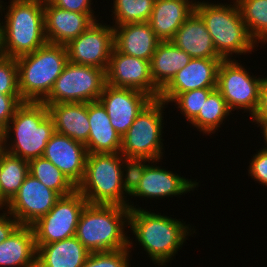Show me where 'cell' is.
<instances>
[{"instance_id": "obj_8", "label": "cell", "mask_w": 267, "mask_h": 267, "mask_svg": "<svg viewBox=\"0 0 267 267\" xmlns=\"http://www.w3.org/2000/svg\"><path fill=\"white\" fill-rule=\"evenodd\" d=\"M167 103L153 99L122 136L120 153L127 158L162 159L163 111ZM164 108V109H163Z\"/></svg>"}, {"instance_id": "obj_41", "label": "cell", "mask_w": 267, "mask_h": 267, "mask_svg": "<svg viewBox=\"0 0 267 267\" xmlns=\"http://www.w3.org/2000/svg\"><path fill=\"white\" fill-rule=\"evenodd\" d=\"M19 225L10 213L3 210L0 214V243L6 240Z\"/></svg>"}, {"instance_id": "obj_19", "label": "cell", "mask_w": 267, "mask_h": 267, "mask_svg": "<svg viewBox=\"0 0 267 267\" xmlns=\"http://www.w3.org/2000/svg\"><path fill=\"white\" fill-rule=\"evenodd\" d=\"M155 163L153 166L152 164ZM159 160L148 162L137 189L130 195L131 198H167L187 194L198 186V182L174 174L170 170L156 166ZM156 166V167H155ZM147 197V198H146Z\"/></svg>"}, {"instance_id": "obj_7", "label": "cell", "mask_w": 267, "mask_h": 267, "mask_svg": "<svg viewBox=\"0 0 267 267\" xmlns=\"http://www.w3.org/2000/svg\"><path fill=\"white\" fill-rule=\"evenodd\" d=\"M124 156L118 153H88L85 175L77 190L88 204L118 205L129 208L126 199L122 164Z\"/></svg>"}, {"instance_id": "obj_15", "label": "cell", "mask_w": 267, "mask_h": 267, "mask_svg": "<svg viewBox=\"0 0 267 267\" xmlns=\"http://www.w3.org/2000/svg\"><path fill=\"white\" fill-rule=\"evenodd\" d=\"M153 100L146 93L105 85L98 101L105 108L111 125L122 137L141 111Z\"/></svg>"}, {"instance_id": "obj_28", "label": "cell", "mask_w": 267, "mask_h": 267, "mask_svg": "<svg viewBox=\"0 0 267 267\" xmlns=\"http://www.w3.org/2000/svg\"><path fill=\"white\" fill-rule=\"evenodd\" d=\"M29 174V161L5 150L0 153V195L8 203Z\"/></svg>"}, {"instance_id": "obj_35", "label": "cell", "mask_w": 267, "mask_h": 267, "mask_svg": "<svg viewBox=\"0 0 267 267\" xmlns=\"http://www.w3.org/2000/svg\"><path fill=\"white\" fill-rule=\"evenodd\" d=\"M147 162H151V160L146 158H123L122 180L124 192L127 196H130L139 186Z\"/></svg>"}, {"instance_id": "obj_27", "label": "cell", "mask_w": 267, "mask_h": 267, "mask_svg": "<svg viewBox=\"0 0 267 267\" xmlns=\"http://www.w3.org/2000/svg\"><path fill=\"white\" fill-rule=\"evenodd\" d=\"M191 59L189 54L171 41L160 42L150 61L154 85L161 91Z\"/></svg>"}, {"instance_id": "obj_17", "label": "cell", "mask_w": 267, "mask_h": 267, "mask_svg": "<svg viewBox=\"0 0 267 267\" xmlns=\"http://www.w3.org/2000/svg\"><path fill=\"white\" fill-rule=\"evenodd\" d=\"M87 154L83 143L55 131L46 145L43 157L52 162L77 188L85 175Z\"/></svg>"}, {"instance_id": "obj_11", "label": "cell", "mask_w": 267, "mask_h": 267, "mask_svg": "<svg viewBox=\"0 0 267 267\" xmlns=\"http://www.w3.org/2000/svg\"><path fill=\"white\" fill-rule=\"evenodd\" d=\"M87 201L75 190L61 197L54 207L31 225L36 245H46L76 235L80 214Z\"/></svg>"}, {"instance_id": "obj_32", "label": "cell", "mask_w": 267, "mask_h": 267, "mask_svg": "<svg viewBox=\"0 0 267 267\" xmlns=\"http://www.w3.org/2000/svg\"><path fill=\"white\" fill-rule=\"evenodd\" d=\"M154 4L155 0H113V11H111L115 20L113 26L148 22Z\"/></svg>"}, {"instance_id": "obj_10", "label": "cell", "mask_w": 267, "mask_h": 267, "mask_svg": "<svg viewBox=\"0 0 267 267\" xmlns=\"http://www.w3.org/2000/svg\"><path fill=\"white\" fill-rule=\"evenodd\" d=\"M235 59L222 60L217 72L216 89L222 94L231 111L243 109L250 117L259 104L263 77L253 76Z\"/></svg>"}, {"instance_id": "obj_39", "label": "cell", "mask_w": 267, "mask_h": 267, "mask_svg": "<svg viewBox=\"0 0 267 267\" xmlns=\"http://www.w3.org/2000/svg\"><path fill=\"white\" fill-rule=\"evenodd\" d=\"M54 6L58 8L68 10L71 12L94 14L91 4L92 0H48Z\"/></svg>"}, {"instance_id": "obj_34", "label": "cell", "mask_w": 267, "mask_h": 267, "mask_svg": "<svg viewBox=\"0 0 267 267\" xmlns=\"http://www.w3.org/2000/svg\"><path fill=\"white\" fill-rule=\"evenodd\" d=\"M129 237V247L115 251L90 253L82 267H131L129 256L132 248V240Z\"/></svg>"}, {"instance_id": "obj_38", "label": "cell", "mask_w": 267, "mask_h": 267, "mask_svg": "<svg viewBox=\"0 0 267 267\" xmlns=\"http://www.w3.org/2000/svg\"><path fill=\"white\" fill-rule=\"evenodd\" d=\"M248 173L255 181L267 187V150L259 149L250 160Z\"/></svg>"}, {"instance_id": "obj_4", "label": "cell", "mask_w": 267, "mask_h": 267, "mask_svg": "<svg viewBox=\"0 0 267 267\" xmlns=\"http://www.w3.org/2000/svg\"><path fill=\"white\" fill-rule=\"evenodd\" d=\"M129 212L125 206L87 203L75 236L90 253L130 248L124 231L129 224Z\"/></svg>"}, {"instance_id": "obj_12", "label": "cell", "mask_w": 267, "mask_h": 267, "mask_svg": "<svg viewBox=\"0 0 267 267\" xmlns=\"http://www.w3.org/2000/svg\"><path fill=\"white\" fill-rule=\"evenodd\" d=\"M102 24L96 20L65 45L69 62L106 71L114 48V29L111 25Z\"/></svg>"}, {"instance_id": "obj_23", "label": "cell", "mask_w": 267, "mask_h": 267, "mask_svg": "<svg viewBox=\"0 0 267 267\" xmlns=\"http://www.w3.org/2000/svg\"><path fill=\"white\" fill-rule=\"evenodd\" d=\"M46 106L57 133L66 135L84 145L87 144L90 132L88 103L70 102Z\"/></svg>"}, {"instance_id": "obj_2", "label": "cell", "mask_w": 267, "mask_h": 267, "mask_svg": "<svg viewBox=\"0 0 267 267\" xmlns=\"http://www.w3.org/2000/svg\"><path fill=\"white\" fill-rule=\"evenodd\" d=\"M2 131L3 150L30 161L43 156L55 129L45 103L23 102Z\"/></svg>"}, {"instance_id": "obj_14", "label": "cell", "mask_w": 267, "mask_h": 267, "mask_svg": "<svg viewBox=\"0 0 267 267\" xmlns=\"http://www.w3.org/2000/svg\"><path fill=\"white\" fill-rule=\"evenodd\" d=\"M106 84L117 88H131L158 99L160 90L151 77L150 61L129 56L113 48L105 71Z\"/></svg>"}, {"instance_id": "obj_25", "label": "cell", "mask_w": 267, "mask_h": 267, "mask_svg": "<svg viewBox=\"0 0 267 267\" xmlns=\"http://www.w3.org/2000/svg\"><path fill=\"white\" fill-rule=\"evenodd\" d=\"M37 247L31 226L19 225L0 243V267H36Z\"/></svg>"}, {"instance_id": "obj_20", "label": "cell", "mask_w": 267, "mask_h": 267, "mask_svg": "<svg viewBox=\"0 0 267 267\" xmlns=\"http://www.w3.org/2000/svg\"><path fill=\"white\" fill-rule=\"evenodd\" d=\"M114 48L129 56L151 61L161 42L148 22L127 23L113 26Z\"/></svg>"}, {"instance_id": "obj_13", "label": "cell", "mask_w": 267, "mask_h": 267, "mask_svg": "<svg viewBox=\"0 0 267 267\" xmlns=\"http://www.w3.org/2000/svg\"><path fill=\"white\" fill-rule=\"evenodd\" d=\"M61 196L28 174L14 197L7 203L6 211L20 225L31 226L46 215Z\"/></svg>"}, {"instance_id": "obj_3", "label": "cell", "mask_w": 267, "mask_h": 267, "mask_svg": "<svg viewBox=\"0 0 267 267\" xmlns=\"http://www.w3.org/2000/svg\"><path fill=\"white\" fill-rule=\"evenodd\" d=\"M1 25L2 55L12 58L33 53L47 41L44 33V0H10ZM3 7V8H2ZM4 24V25H3Z\"/></svg>"}, {"instance_id": "obj_16", "label": "cell", "mask_w": 267, "mask_h": 267, "mask_svg": "<svg viewBox=\"0 0 267 267\" xmlns=\"http://www.w3.org/2000/svg\"><path fill=\"white\" fill-rule=\"evenodd\" d=\"M222 58H192L160 91V100L167 103L190 90L217 87V72Z\"/></svg>"}, {"instance_id": "obj_30", "label": "cell", "mask_w": 267, "mask_h": 267, "mask_svg": "<svg viewBox=\"0 0 267 267\" xmlns=\"http://www.w3.org/2000/svg\"><path fill=\"white\" fill-rule=\"evenodd\" d=\"M29 174L61 197L70 195L77 190L64 174L43 156L29 161Z\"/></svg>"}, {"instance_id": "obj_21", "label": "cell", "mask_w": 267, "mask_h": 267, "mask_svg": "<svg viewBox=\"0 0 267 267\" xmlns=\"http://www.w3.org/2000/svg\"><path fill=\"white\" fill-rule=\"evenodd\" d=\"M195 3L196 0H155L148 23L161 42L173 39L177 30L195 11Z\"/></svg>"}, {"instance_id": "obj_33", "label": "cell", "mask_w": 267, "mask_h": 267, "mask_svg": "<svg viewBox=\"0 0 267 267\" xmlns=\"http://www.w3.org/2000/svg\"><path fill=\"white\" fill-rule=\"evenodd\" d=\"M216 88H202L179 93L172 101L190 123L200 112L208 95Z\"/></svg>"}, {"instance_id": "obj_36", "label": "cell", "mask_w": 267, "mask_h": 267, "mask_svg": "<svg viewBox=\"0 0 267 267\" xmlns=\"http://www.w3.org/2000/svg\"><path fill=\"white\" fill-rule=\"evenodd\" d=\"M0 94L20 95L16 58L0 55Z\"/></svg>"}, {"instance_id": "obj_45", "label": "cell", "mask_w": 267, "mask_h": 267, "mask_svg": "<svg viewBox=\"0 0 267 267\" xmlns=\"http://www.w3.org/2000/svg\"><path fill=\"white\" fill-rule=\"evenodd\" d=\"M1 21V20H0ZM2 22H0V55H2V37H1V24Z\"/></svg>"}, {"instance_id": "obj_18", "label": "cell", "mask_w": 267, "mask_h": 267, "mask_svg": "<svg viewBox=\"0 0 267 267\" xmlns=\"http://www.w3.org/2000/svg\"><path fill=\"white\" fill-rule=\"evenodd\" d=\"M96 20L94 14L71 12L44 0V33L47 43L66 45Z\"/></svg>"}, {"instance_id": "obj_37", "label": "cell", "mask_w": 267, "mask_h": 267, "mask_svg": "<svg viewBox=\"0 0 267 267\" xmlns=\"http://www.w3.org/2000/svg\"><path fill=\"white\" fill-rule=\"evenodd\" d=\"M23 103L21 95L0 94V130H3Z\"/></svg>"}, {"instance_id": "obj_1", "label": "cell", "mask_w": 267, "mask_h": 267, "mask_svg": "<svg viewBox=\"0 0 267 267\" xmlns=\"http://www.w3.org/2000/svg\"><path fill=\"white\" fill-rule=\"evenodd\" d=\"M129 204V228L154 264L164 266L191 235V228L176 218ZM190 233V234H189ZM179 249V250H178ZM172 258V259H171Z\"/></svg>"}, {"instance_id": "obj_6", "label": "cell", "mask_w": 267, "mask_h": 267, "mask_svg": "<svg viewBox=\"0 0 267 267\" xmlns=\"http://www.w3.org/2000/svg\"><path fill=\"white\" fill-rule=\"evenodd\" d=\"M67 62L65 45L51 43L16 58L18 89L23 102H43Z\"/></svg>"}, {"instance_id": "obj_44", "label": "cell", "mask_w": 267, "mask_h": 267, "mask_svg": "<svg viewBox=\"0 0 267 267\" xmlns=\"http://www.w3.org/2000/svg\"><path fill=\"white\" fill-rule=\"evenodd\" d=\"M3 151V131L0 130V153Z\"/></svg>"}, {"instance_id": "obj_26", "label": "cell", "mask_w": 267, "mask_h": 267, "mask_svg": "<svg viewBox=\"0 0 267 267\" xmlns=\"http://www.w3.org/2000/svg\"><path fill=\"white\" fill-rule=\"evenodd\" d=\"M36 247V267H82L90 255L76 236Z\"/></svg>"}, {"instance_id": "obj_9", "label": "cell", "mask_w": 267, "mask_h": 267, "mask_svg": "<svg viewBox=\"0 0 267 267\" xmlns=\"http://www.w3.org/2000/svg\"><path fill=\"white\" fill-rule=\"evenodd\" d=\"M105 85V70L68 61L43 103L98 101Z\"/></svg>"}, {"instance_id": "obj_42", "label": "cell", "mask_w": 267, "mask_h": 267, "mask_svg": "<svg viewBox=\"0 0 267 267\" xmlns=\"http://www.w3.org/2000/svg\"><path fill=\"white\" fill-rule=\"evenodd\" d=\"M253 122H255L258 125L257 127L261 126V129H262L261 133L264 136V140H265L264 142L266 146V147L263 146L264 148L262 149L267 150V121H253Z\"/></svg>"}, {"instance_id": "obj_40", "label": "cell", "mask_w": 267, "mask_h": 267, "mask_svg": "<svg viewBox=\"0 0 267 267\" xmlns=\"http://www.w3.org/2000/svg\"><path fill=\"white\" fill-rule=\"evenodd\" d=\"M252 121H267V77L260 86L259 104L256 112L250 117Z\"/></svg>"}, {"instance_id": "obj_29", "label": "cell", "mask_w": 267, "mask_h": 267, "mask_svg": "<svg viewBox=\"0 0 267 267\" xmlns=\"http://www.w3.org/2000/svg\"><path fill=\"white\" fill-rule=\"evenodd\" d=\"M232 114L222 94L214 89L207 97L199 114L190 122L198 131L215 133L218 127Z\"/></svg>"}, {"instance_id": "obj_31", "label": "cell", "mask_w": 267, "mask_h": 267, "mask_svg": "<svg viewBox=\"0 0 267 267\" xmlns=\"http://www.w3.org/2000/svg\"><path fill=\"white\" fill-rule=\"evenodd\" d=\"M251 37L267 42V0H235ZM259 42H258V41Z\"/></svg>"}, {"instance_id": "obj_43", "label": "cell", "mask_w": 267, "mask_h": 267, "mask_svg": "<svg viewBox=\"0 0 267 267\" xmlns=\"http://www.w3.org/2000/svg\"><path fill=\"white\" fill-rule=\"evenodd\" d=\"M6 206H7V202L0 195V210L2 211L3 208L6 209Z\"/></svg>"}, {"instance_id": "obj_22", "label": "cell", "mask_w": 267, "mask_h": 267, "mask_svg": "<svg viewBox=\"0 0 267 267\" xmlns=\"http://www.w3.org/2000/svg\"><path fill=\"white\" fill-rule=\"evenodd\" d=\"M171 42L192 58H221L204 20L196 11L181 25Z\"/></svg>"}, {"instance_id": "obj_24", "label": "cell", "mask_w": 267, "mask_h": 267, "mask_svg": "<svg viewBox=\"0 0 267 267\" xmlns=\"http://www.w3.org/2000/svg\"><path fill=\"white\" fill-rule=\"evenodd\" d=\"M90 132L85 145L87 153H118L122 137L111 125L110 118L99 101L88 103Z\"/></svg>"}, {"instance_id": "obj_5", "label": "cell", "mask_w": 267, "mask_h": 267, "mask_svg": "<svg viewBox=\"0 0 267 267\" xmlns=\"http://www.w3.org/2000/svg\"><path fill=\"white\" fill-rule=\"evenodd\" d=\"M231 3L214 4L205 0L195 3V11L204 20L215 50L223 60H230L234 53L252 54L255 45H259L249 34L236 1Z\"/></svg>"}]
</instances>
